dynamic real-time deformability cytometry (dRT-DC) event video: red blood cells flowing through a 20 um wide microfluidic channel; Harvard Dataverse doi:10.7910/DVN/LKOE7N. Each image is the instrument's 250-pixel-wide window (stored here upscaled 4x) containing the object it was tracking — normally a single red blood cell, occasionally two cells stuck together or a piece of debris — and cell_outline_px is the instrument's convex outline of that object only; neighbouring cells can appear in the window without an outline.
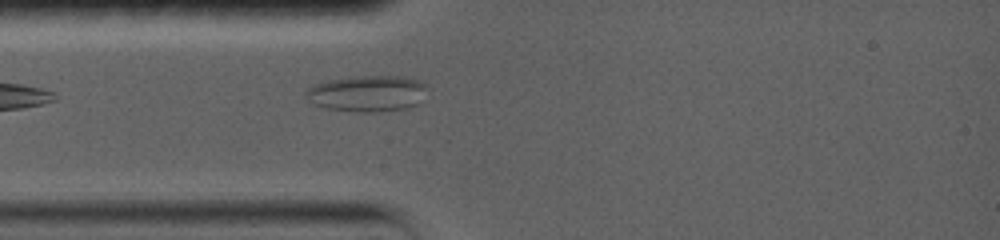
{"species": "common noctule bat (a hibernating species)", "species_latin": "Nyctalus noctula", "temperature_condition": "warm", "stored_images_in_passage": 2, "camera_frame_rate_fps": 5000, "um_per_image_px": 0.085, "animal": {"sex": "female", "body_mass_g": 19.0, "forearm_length_mm": 56.7}, "frame": {"image": 1, "passage_image": 2, "time_ms": 1.0, "image_size_px": [1000, 240], "cell_outline_px": [[424, 88], [416, 104], [408, 108], [380, 112], [352, 112], [328, 108], [316, 104], [304, 92], [312, 84], [328, 80], [360, 76], [404, 76], [420, 80], [424, 84]], "centroid_in_image_um": [31.19, 7.94], "position_along_channel_um": 53.8, "area_um2": 25.2}}